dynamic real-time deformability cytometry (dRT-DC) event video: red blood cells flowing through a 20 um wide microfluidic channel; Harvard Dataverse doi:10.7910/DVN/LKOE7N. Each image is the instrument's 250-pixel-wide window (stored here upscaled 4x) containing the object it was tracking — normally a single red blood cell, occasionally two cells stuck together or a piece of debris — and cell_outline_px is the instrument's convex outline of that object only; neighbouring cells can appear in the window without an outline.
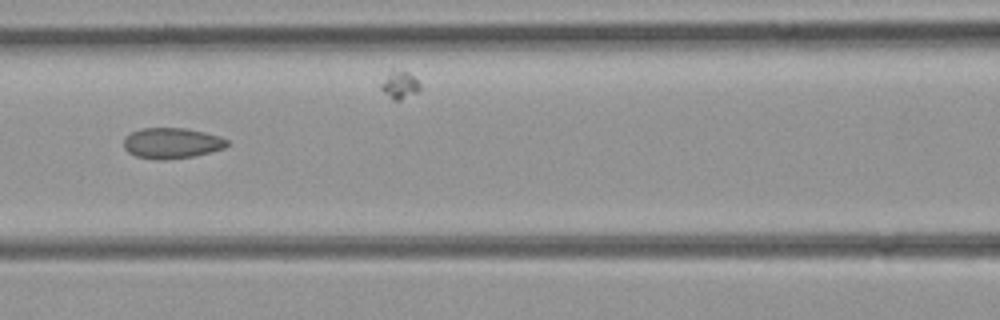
{"species": "common noctule bat (a hibernating species)", "species_latin": "Nyctalus noctula", "temperature_condition": "room temperature", "stored_images_in_passage": 10, "camera_frame_rate_fps": 3000, "um_per_image_px": 0.085, "animal": {"sex": "female", "body_mass_g": 21.9}, "frame": {"image": 1, "passage_image": 6, "time_ms": 1.667, "image_size_px": [1000, 320], "cell_outline_px": [[228, 144], [224, 148], [192, 156], [164, 160], [160, 160], [136, 156], [128, 152], [124, 148], [124, 136], [140, 128], [184, 128], [204, 132], [220, 136], [228, 140]], "centroid_in_image_um": [14.57, 12.16], "position_along_channel_um": 152.0, "area_um2": 18.38}}